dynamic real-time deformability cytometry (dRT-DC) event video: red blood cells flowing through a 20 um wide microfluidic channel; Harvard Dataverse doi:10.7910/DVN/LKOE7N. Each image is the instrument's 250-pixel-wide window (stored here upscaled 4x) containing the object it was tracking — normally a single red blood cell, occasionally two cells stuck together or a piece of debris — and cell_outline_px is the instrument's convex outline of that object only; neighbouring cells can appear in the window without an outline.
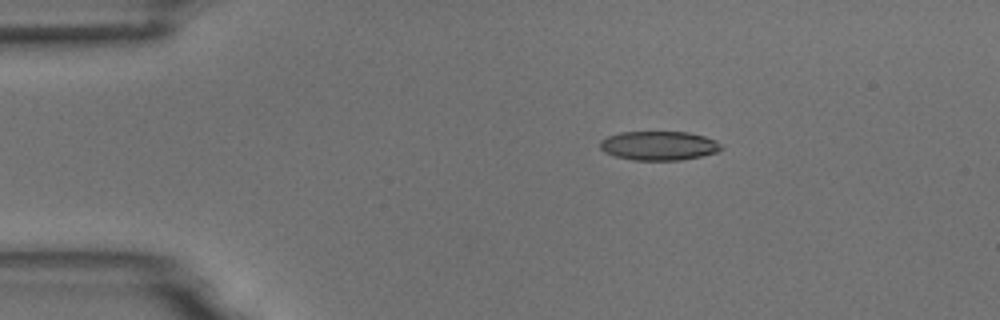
{"species": "common noctule bat (a hibernating species)", "species_latin": "Nyctalus noctula", "temperature_condition": "room temperature", "stored_images_in_passage": 4, "camera_frame_rate_fps": 3000, "um_per_image_px": 0.085, "animal": {"sex": "male", "body_mass_g": 18.8}, "frame": {"image": 1, "passage_image": 1, "time_ms": 0.0, "image_size_px": [1000, 320], "cell_outline_px": [[724, 148], [716, 152], [700, 156], [680, 160], [636, 160], [616, 156], [604, 152], [600, 148], [600, 140], [608, 136], [620, 132], [688, 132], [704, 136], [716, 140]], "centroid_in_image_um": [56.0, 12.38], "position_along_channel_um": 29.0, "area_um2": 20.46}}
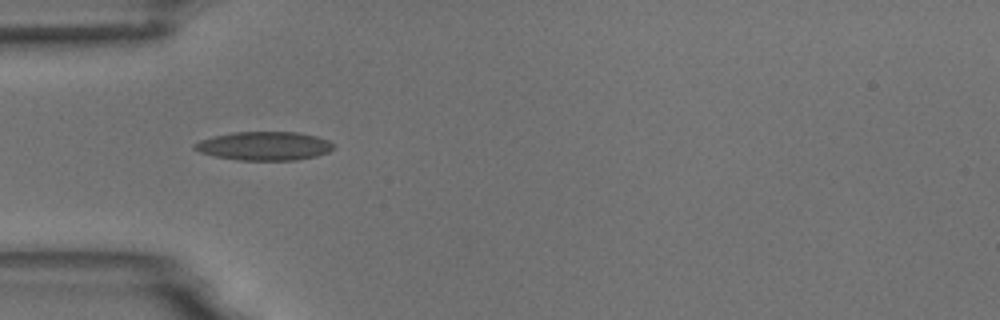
{"frame": {"image": 2, "passage_image": 3, "time_ms": 2.333, "image_size_px": [1000, 320], "cell_outline_px": [[336, 148], [328, 152], [316, 156], [296, 160], [236, 160], [212, 156], [200, 152], [192, 148], [192, 144], [200, 140], [212, 136], [232, 132], [300, 132], [316, 136], [328, 140], [336, 144]], "centroid_in_image_um": [22.46, 12.4], "position_along_channel_um": 62.5, "area_um2": 23.58}}